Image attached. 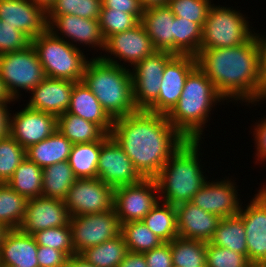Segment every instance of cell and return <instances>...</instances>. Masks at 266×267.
I'll list each match as a JSON object with an SVG mask.
<instances>
[{
    "instance_id": "1",
    "label": "cell",
    "mask_w": 266,
    "mask_h": 267,
    "mask_svg": "<svg viewBox=\"0 0 266 267\" xmlns=\"http://www.w3.org/2000/svg\"><path fill=\"white\" fill-rule=\"evenodd\" d=\"M110 136L143 178H155L186 141L166 115L146 110L113 120Z\"/></svg>"
},
{
    "instance_id": "2",
    "label": "cell",
    "mask_w": 266,
    "mask_h": 267,
    "mask_svg": "<svg viewBox=\"0 0 266 267\" xmlns=\"http://www.w3.org/2000/svg\"><path fill=\"white\" fill-rule=\"evenodd\" d=\"M196 58L198 67L213 82L226 105L245 104L251 109L265 103L266 90L260 81L259 49L254 35L238 46L200 49Z\"/></svg>"
},
{
    "instance_id": "3",
    "label": "cell",
    "mask_w": 266,
    "mask_h": 267,
    "mask_svg": "<svg viewBox=\"0 0 266 267\" xmlns=\"http://www.w3.org/2000/svg\"><path fill=\"white\" fill-rule=\"evenodd\" d=\"M226 102L197 65L187 76L178 103L166 116L186 140H204V129L212 119L211 112L214 114L215 107Z\"/></svg>"
},
{
    "instance_id": "4",
    "label": "cell",
    "mask_w": 266,
    "mask_h": 267,
    "mask_svg": "<svg viewBox=\"0 0 266 267\" xmlns=\"http://www.w3.org/2000/svg\"><path fill=\"white\" fill-rule=\"evenodd\" d=\"M202 144L203 140H186L162 167L155 177L161 202L173 206L187 203L209 179L202 162Z\"/></svg>"
},
{
    "instance_id": "5",
    "label": "cell",
    "mask_w": 266,
    "mask_h": 267,
    "mask_svg": "<svg viewBox=\"0 0 266 267\" xmlns=\"http://www.w3.org/2000/svg\"><path fill=\"white\" fill-rule=\"evenodd\" d=\"M82 81L112 120L138 111L133 100L131 69L91 57Z\"/></svg>"
},
{
    "instance_id": "6",
    "label": "cell",
    "mask_w": 266,
    "mask_h": 267,
    "mask_svg": "<svg viewBox=\"0 0 266 267\" xmlns=\"http://www.w3.org/2000/svg\"><path fill=\"white\" fill-rule=\"evenodd\" d=\"M45 76L54 79L82 81L84 69L91 59L79 49L53 35L48 29L31 40Z\"/></svg>"
},
{
    "instance_id": "7",
    "label": "cell",
    "mask_w": 266,
    "mask_h": 267,
    "mask_svg": "<svg viewBox=\"0 0 266 267\" xmlns=\"http://www.w3.org/2000/svg\"><path fill=\"white\" fill-rule=\"evenodd\" d=\"M227 6L216 5L214 2L211 4L202 28L200 49L238 46L254 35L255 27L248 20V15L243 14L242 10Z\"/></svg>"
},
{
    "instance_id": "8",
    "label": "cell",
    "mask_w": 266,
    "mask_h": 267,
    "mask_svg": "<svg viewBox=\"0 0 266 267\" xmlns=\"http://www.w3.org/2000/svg\"><path fill=\"white\" fill-rule=\"evenodd\" d=\"M0 78L13 98L19 102L24 95L23 91L29 94L46 78L32 44L25 50L0 55Z\"/></svg>"
},
{
    "instance_id": "9",
    "label": "cell",
    "mask_w": 266,
    "mask_h": 267,
    "mask_svg": "<svg viewBox=\"0 0 266 267\" xmlns=\"http://www.w3.org/2000/svg\"><path fill=\"white\" fill-rule=\"evenodd\" d=\"M155 51L157 50L152 45L144 25L140 22L130 30L108 37L105 40L103 55H100L99 58L107 63L132 69Z\"/></svg>"
},
{
    "instance_id": "10",
    "label": "cell",
    "mask_w": 266,
    "mask_h": 267,
    "mask_svg": "<svg viewBox=\"0 0 266 267\" xmlns=\"http://www.w3.org/2000/svg\"><path fill=\"white\" fill-rule=\"evenodd\" d=\"M159 201L155 178L114 188L113 208L120 224L141 221Z\"/></svg>"
},
{
    "instance_id": "11",
    "label": "cell",
    "mask_w": 266,
    "mask_h": 267,
    "mask_svg": "<svg viewBox=\"0 0 266 267\" xmlns=\"http://www.w3.org/2000/svg\"><path fill=\"white\" fill-rule=\"evenodd\" d=\"M47 29L56 37L64 39L76 48L83 46L93 49L102 55L105 47V40L100 30L99 19H86L73 14L46 16ZM81 45V47H80ZM102 50V52H101Z\"/></svg>"
},
{
    "instance_id": "12",
    "label": "cell",
    "mask_w": 266,
    "mask_h": 267,
    "mask_svg": "<svg viewBox=\"0 0 266 267\" xmlns=\"http://www.w3.org/2000/svg\"><path fill=\"white\" fill-rule=\"evenodd\" d=\"M174 55L157 50L131 69L133 100L138 110H147L158 99L164 67Z\"/></svg>"
},
{
    "instance_id": "13",
    "label": "cell",
    "mask_w": 266,
    "mask_h": 267,
    "mask_svg": "<svg viewBox=\"0 0 266 267\" xmlns=\"http://www.w3.org/2000/svg\"><path fill=\"white\" fill-rule=\"evenodd\" d=\"M72 244L76 254L117 237L121 224L114 208L102 212L70 217Z\"/></svg>"
},
{
    "instance_id": "14",
    "label": "cell",
    "mask_w": 266,
    "mask_h": 267,
    "mask_svg": "<svg viewBox=\"0 0 266 267\" xmlns=\"http://www.w3.org/2000/svg\"><path fill=\"white\" fill-rule=\"evenodd\" d=\"M64 202L70 217L106 212L113 209L114 188L98 178L76 179Z\"/></svg>"
},
{
    "instance_id": "15",
    "label": "cell",
    "mask_w": 266,
    "mask_h": 267,
    "mask_svg": "<svg viewBox=\"0 0 266 267\" xmlns=\"http://www.w3.org/2000/svg\"><path fill=\"white\" fill-rule=\"evenodd\" d=\"M262 184L238 213L245 227L250 263H266V184Z\"/></svg>"
},
{
    "instance_id": "16",
    "label": "cell",
    "mask_w": 266,
    "mask_h": 267,
    "mask_svg": "<svg viewBox=\"0 0 266 267\" xmlns=\"http://www.w3.org/2000/svg\"><path fill=\"white\" fill-rule=\"evenodd\" d=\"M231 177L225 175L223 179L212 178V181L209 178L190 202L220 218L238 215L243 204L238 192L240 187L235 182L239 178L233 180Z\"/></svg>"
},
{
    "instance_id": "17",
    "label": "cell",
    "mask_w": 266,
    "mask_h": 267,
    "mask_svg": "<svg viewBox=\"0 0 266 267\" xmlns=\"http://www.w3.org/2000/svg\"><path fill=\"white\" fill-rule=\"evenodd\" d=\"M196 66L195 56L175 54L164 67L158 99L146 111L167 115L178 103L186 78Z\"/></svg>"
},
{
    "instance_id": "18",
    "label": "cell",
    "mask_w": 266,
    "mask_h": 267,
    "mask_svg": "<svg viewBox=\"0 0 266 267\" xmlns=\"http://www.w3.org/2000/svg\"><path fill=\"white\" fill-rule=\"evenodd\" d=\"M97 178L112 188L136 184L143 179L131 159L111 136L101 146Z\"/></svg>"
},
{
    "instance_id": "19",
    "label": "cell",
    "mask_w": 266,
    "mask_h": 267,
    "mask_svg": "<svg viewBox=\"0 0 266 267\" xmlns=\"http://www.w3.org/2000/svg\"><path fill=\"white\" fill-rule=\"evenodd\" d=\"M10 136L24 149L48 138L57 130V117L28 108L13 111L10 118Z\"/></svg>"
},
{
    "instance_id": "20",
    "label": "cell",
    "mask_w": 266,
    "mask_h": 267,
    "mask_svg": "<svg viewBox=\"0 0 266 267\" xmlns=\"http://www.w3.org/2000/svg\"><path fill=\"white\" fill-rule=\"evenodd\" d=\"M70 223V214L64 200L46 197L28 199L26 214L20 230L25 234L47 228L67 226Z\"/></svg>"
},
{
    "instance_id": "21",
    "label": "cell",
    "mask_w": 266,
    "mask_h": 267,
    "mask_svg": "<svg viewBox=\"0 0 266 267\" xmlns=\"http://www.w3.org/2000/svg\"><path fill=\"white\" fill-rule=\"evenodd\" d=\"M0 20L16 26L31 40L47 30L46 12L29 0H0Z\"/></svg>"
},
{
    "instance_id": "22",
    "label": "cell",
    "mask_w": 266,
    "mask_h": 267,
    "mask_svg": "<svg viewBox=\"0 0 266 267\" xmlns=\"http://www.w3.org/2000/svg\"><path fill=\"white\" fill-rule=\"evenodd\" d=\"M73 81L46 77L31 92L26 106L56 117L66 113L70 106Z\"/></svg>"
},
{
    "instance_id": "23",
    "label": "cell",
    "mask_w": 266,
    "mask_h": 267,
    "mask_svg": "<svg viewBox=\"0 0 266 267\" xmlns=\"http://www.w3.org/2000/svg\"><path fill=\"white\" fill-rule=\"evenodd\" d=\"M178 237L210 242L221 218L192 202L176 206Z\"/></svg>"
},
{
    "instance_id": "24",
    "label": "cell",
    "mask_w": 266,
    "mask_h": 267,
    "mask_svg": "<svg viewBox=\"0 0 266 267\" xmlns=\"http://www.w3.org/2000/svg\"><path fill=\"white\" fill-rule=\"evenodd\" d=\"M37 250L33 235L10 229L0 247V267H39Z\"/></svg>"
},
{
    "instance_id": "25",
    "label": "cell",
    "mask_w": 266,
    "mask_h": 267,
    "mask_svg": "<svg viewBox=\"0 0 266 267\" xmlns=\"http://www.w3.org/2000/svg\"><path fill=\"white\" fill-rule=\"evenodd\" d=\"M67 112L97 124L106 134L111 132L113 120L83 81L74 83Z\"/></svg>"
},
{
    "instance_id": "26",
    "label": "cell",
    "mask_w": 266,
    "mask_h": 267,
    "mask_svg": "<svg viewBox=\"0 0 266 267\" xmlns=\"http://www.w3.org/2000/svg\"><path fill=\"white\" fill-rule=\"evenodd\" d=\"M174 17L167 5L144 9L141 23L156 50L173 53Z\"/></svg>"
},
{
    "instance_id": "27",
    "label": "cell",
    "mask_w": 266,
    "mask_h": 267,
    "mask_svg": "<svg viewBox=\"0 0 266 267\" xmlns=\"http://www.w3.org/2000/svg\"><path fill=\"white\" fill-rule=\"evenodd\" d=\"M73 144L59 131L26 149V157L42 169L62 161H68Z\"/></svg>"
},
{
    "instance_id": "28",
    "label": "cell",
    "mask_w": 266,
    "mask_h": 267,
    "mask_svg": "<svg viewBox=\"0 0 266 267\" xmlns=\"http://www.w3.org/2000/svg\"><path fill=\"white\" fill-rule=\"evenodd\" d=\"M109 137L106 134L100 141L73 144L68 163L77 179L97 178L101 146Z\"/></svg>"
},
{
    "instance_id": "29",
    "label": "cell",
    "mask_w": 266,
    "mask_h": 267,
    "mask_svg": "<svg viewBox=\"0 0 266 267\" xmlns=\"http://www.w3.org/2000/svg\"><path fill=\"white\" fill-rule=\"evenodd\" d=\"M57 131L72 144L100 141L106 135L97 124L68 112L57 117Z\"/></svg>"
},
{
    "instance_id": "30",
    "label": "cell",
    "mask_w": 266,
    "mask_h": 267,
    "mask_svg": "<svg viewBox=\"0 0 266 267\" xmlns=\"http://www.w3.org/2000/svg\"><path fill=\"white\" fill-rule=\"evenodd\" d=\"M43 169L27 157L16 168L7 184L27 199L42 196Z\"/></svg>"
},
{
    "instance_id": "31",
    "label": "cell",
    "mask_w": 266,
    "mask_h": 267,
    "mask_svg": "<svg viewBox=\"0 0 266 267\" xmlns=\"http://www.w3.org/2000/svg\"><path fill=\"white\" fill-rule=\"evenodd\" d=\"M76 179L68 161L43 168L42 197L64 200Z\"/></svg>"
},
{
    "instance_id": "32",
    "label": "cell",
    "mask_w": 266,
    "mask_h": 267,
    "mask_svg": "<svg viewBox=\"0 0 266 267\" xmlns=\"http://www.w3.org/2000/svg\"><path fill=\"white\" fill-rule=\"evenodd\" d=\"M128 253L121 233L97 246L86 248L79 255L96 267H118Z\"/></svg>"
},
{
    "instance_id": "33",
    "label": "cell",
    "mask_w": 266,
    "mask_h": 267,
    "mask_svg": "<svg viewBox=\"0 0 266 267\" xmlns=\"http://www.w3.org/2000/svg\"><path fill=\"white\" fill-rule=\"evenodd\" d=\"M210 243L247 256L246 234L242 218L239 215L221 218Z\"/></svg>"
},
{
    "instance_id": "34",
    "label": "cell",
    "mask_w": 266,
    "mask_h": 267,
    "mask_svg": "<svg viewBox=\"0 0 266 267\" xmlns=\"http://www.w3.org/2000/svg\"><path fill=\"white\" fill-rule=\"evenodd\" d=\"M141 221L164 242L178 237L176 206L159 201Z\"/></svg>"
},
{
    "instance_id": "35",
    "label": "cell",
    "mask_w": 266,
    "mask_h": 267,
    "mask_svg": "<svg viewBox=\"0 0 266 267\" xmlns=\"http://www.w3.org/2000/svg\"><path fill=\"white\" fill-rule=\"evenodd\" d=\"M202 41V27L193 21L174 17L173 53L197 56Z\"/></svg>"
},
{
    "instance_id": "36",
    "label": "cell",
    "mask_w": 266,
    "mask_h": 267,
    "mask_svg": "<svg viewBox=\"0 0 266 267\" xmlns=\"http://www.w3.org/2000/svg\"><path fill=\"white\" fill-rule=\"evenodd\" d=\"M28 199L7 183H0V223L9 229H19L26 214Z\"/></svg>"
},
{
    "instance_id": "37",
    "label": "cell",
    "mask_w": 266,
    "mask_h": 267,
    "mask_svg": "<svg viewBox=\"0 0 266 267\" xmlns=\"http://www.w3.org/2000/svg\"><path fill=\"white\" fill-rule=\"evenodd\" d=\"M170 246L173 267H206V242L176 237Z\"/></svg>"
},
{
    "instance_id": "38",
    "label": "cell",
    "mask_w": 266,
    "mask_h": 267,
    "mask_svg": "<svg viewBox=\"0 0 266 267\" xmlns=\"http://www.w3.org/2000/svg\"><path fill=\"white\" fill-rule=\"evenodd\" d=\"M120 233L124 238L128 251L132 252L144 253L164 243L142 221L121 224Z\"/></svg>"
},
{
    "instance_id": "39",
    "label": "cell",
    "mask_w": 266,
    "mask_h": 267,
    "mask_svg": "<svg viewBox=\"0 0 266 267\" xmlns=\"http://www.w3.org/2000/svg\"><path fill=\"white\" fill-rule=\"evenodd\" d=\"M102 0H56L46 16L73 14L86 19H99Z\"/></svg>"
},
{
    "instance_id": "40",
    "label": "cell",
    "mask_w": 266,
    "mask_h": 267,
    "mask_svg": "<svg viewBox=\"0 0 266 267\" xmlns=\"http://www.w3.org/2000/svg\"><path fill=\"white\" fill-rule=\"evenodd\" d=\"M24 159L26 149L14 138L9 135L0 140V183H7Z\"/></svg>"
},
{
    "instance_id": "41",
    "label": "cell",
    "mask_w": 266,
    "mask_h": 267,
    "mask_svg": "<svg viewBox=\"0 0 266 267\" xmlns=\"http://www.w3.org/2000/svg\"><path fill=\"white\" fill-rule=\"evenodd\" d=\"M37 245L62 251L67 257L76 255L72 244L70 223L67 226L47 228L32 234Z\"/></svg>"
},
{
    "instance_id": "42",
    "label": "cell",
    "mask_w": 266,
    "mask_h": 267,
    "mask_svg": "<svg viewBox=\"0 0 266 267\" xmlns=\"http://www.w3.org/2000/svg\"><path fill=\"white\" fill-rule=\"evenodd\" d=\"M140 21L132 14L115 9H101L99 16L100 30L104 40L108 37L130 30Z\"/></svg>"
},
{
    "instance_id": "43",
    "label": "cell",
    "mask_w": 266,
    "mask_h": 267,
    "mask_svg": "<svg viewBox=\"0 0 266 267\" xmlns=\"http://www.w3.org/2000/svg\"><path fill=\"white\" fill-rule=\"evenodd\" d=\"M213 0H168L167 6L176 17L198 23L202 28Z\"/></svg>"
},
{
    "instance_id": "44",
    "label": "cell",
    "mask_w": 266,
    "mask_h": 267,
    "mask_svg": "<svg viewBox=\"0 0 266 267\" xmlns=\"http://www.w3.org/2000/svg\"><path fill=\"white\" fill-rule=\"evenodd\" d=\"M246 255L206 243V267H249Z\"/></svg>"
},
{
    "instance_id": "45",
    "label": "cell",
    "mask_w": 266,
    "mask_h": 267,
    "mask_svg": "<svg viewBox=\"0 0 266 267\" xmlns=\"http://www.w3.org/2000/svg\"><path fill=\"white\" fill-rule=\"evenodd\" d=\"M30 45L31 39L25 33L0 20V55L25 50Z\"/></svg>"
},
{
    "instance_id": "46",
    "label": "cell",
    "mask_w": 266,
    "mask_h": 267,
    "mask_svg": "<svg viewBox=\"0 0 266 267\" xmlns=\"http://www.w3.org/2000/svg\"><path fill=\"white\" fill-rule=\"evenodd\" d=\"M253 129L250 128L251 135L253 136V142H254V156L253 157L256 162V165L258 164H264L266 162V116L264 115L261 120L259 119L258 121L251 125Z\"/></svg>"
},
{
    "instance_id": "47",
    "label": "cell",
    "mask_w": 266,
    "mask_h": 267,
    "mask_svg": "<svg viewBox=\"0 0 266 267\" xmlns=\"http://www.w3.org/2000/svg\"><path fill=\"white\" fill-rule=\"evenodd\" d=\"M148 267H173L170 242L144 252Z\"/></svg>"
},
{
    "instance_id": "48",
    "label": "cell",
    "mask_w": 266,
    "mask_h": 267,
    "mask_svg": "<svg viewBox=\"0 0 266 267\" xmlns=\"http://www.w3.org/2000/svg\"><path fill=\"white\" fill-rule=\"evenodd\" d=\"M68 257L57 249L38 245L37 261L39 267H64Z\"/></svg>"
},
{
    "instance_id": "49",
    "label": "cell",
    "mask_w": 266,
    "mask_h": 267,
    "mask_svg": "<svg viewBox=\"0 0 266 267\" xmlns=\"http://www.w3.org/2000/svg\"><path fill=\"white\" fill-rule=\"evenodd\" d=\"M102 9H115L132 14L140 22L144 12L139 0H102Z\"/></svg>"
},
{
    "instance_id": "50",
    "label": "cell",
    "mask_w": 266,
    "mask_h": 267,
    "mask_svg": "<svg viewBox=\"0 0 266 267\" xmlns=\"http://www.w3.org/2000/svg\"><path fill=\"white\" fill-rule=\"evenodd\" d=\"M254 30V37L259 49V73L262 87L266 90V34ZM263 34V35H262Z\"/></svg>"
},
{
    "instance_id": "51",
    "label": "cell",
    "mask_w": 266,
    "mask_h": 267,
    "mask_svg": "<svg viewBox=\"0 0 266 267\" xmlns=\"http://www.w3.org/2000/svg\"><path fill=\"white\" fill-rule=\"evenodd\" d=\"M14 103L0 102V140L10 135V118L12 110L9 105Z\"/></svg>"
},
{
    "instance_id": "52",
    "label": "cell",
    "mask_w": 266,
    "mask_h": 267,
    "mask_svg": "<svg viewBox=\"0 0 266 267\" xmlns=\"http://www.w3.org/2000/svg\"><path fill=\"white\" fill-rule=\"evenodd\" d=\"M118 267H148L144 253L128 251Z\"/></svg>"
},
{
    "instance_id": "53",
    "label": "cell",
    "mask_w": 266,
    "mask_h": 267,
    "mask_svg": "<svg viewBox=\"0 0 266 267\" xmlns=\"http://www.w3.org/2000/svg\"><path fill=\"white\" fill-rule=\"evenodd\" d=\"M64 267H96L89 262H87L79 254L68 257Z\"/></svg>"
},
{
    "instance_id": "54",
    "label": "cell",
    "mask_w": 266,
    "mask_h": 267,
    "mask_svg": "<svg viewBox=\"0 0 266 267\" xmlns=\"http://www.w3.org/2000/svg\"><path fill=\"white\" fill-rule=\"evenodd\" d=\"M0 102L17 103V101L13 98L6 84L1 80V78H0Z\"/></svg>"
},
{
    "instance_id": "55",
    "label": "cell",
    "mask_w": 266,
    "mask_h": 267,
    "mask_svg": "<svg viewBox=\"0 0 266 267\" xmlns=\"http://www.w3.org/2000/svg\"><path fill=\"white\" fill-rule=\"evenodd\" d=\"M144 9L155 6L167 5L168 0H139Z\"/></svg>"
},
{
    "instance_id": "56",
    "label": "cell",
    "mask_w": 266,
    "mask_h": 267,
    "mask_svg": "<svg viewBox=\"0 0 266 267\" xmlns=\"http://www.w3.org/2000/svg\"><path fill=\"white\" fill-rule=\"evenodd\" d=\"M32 3L40 6L45 12H47L52 5L55 3L56 0H29Z\"/></svg>"
},
{
    "instance_id": "57",
    "label": "cell",
    "mask_w": 266,
    "mask_h": 267,
    "mask_svg": "<svg viewBox=\"0 0 266 267\" xmlns=\"http://www.w3.org/2000/svg\"><path fill=\"white\" fill-rule=\"evenodd\" d=\"M10 229L8 227H6L4 224L0 223V247L2 244V241L5 238L6 233L9 231Z\"/></svg>"
},
{
    "instance_id": "58",
    "label": "cell",
    "mask_w": 266,
    "mask_h": 267,
    "mask_svg": "<svg viewBox=\"0 0 266 267\" xmlns=\"http://www.w3.org/2000/svg\"><path fill=\"white\" fill-rule=\"evenodd\" d=\"M249 267H266V263H251Z\"/></svg>"
}]
</instances>
